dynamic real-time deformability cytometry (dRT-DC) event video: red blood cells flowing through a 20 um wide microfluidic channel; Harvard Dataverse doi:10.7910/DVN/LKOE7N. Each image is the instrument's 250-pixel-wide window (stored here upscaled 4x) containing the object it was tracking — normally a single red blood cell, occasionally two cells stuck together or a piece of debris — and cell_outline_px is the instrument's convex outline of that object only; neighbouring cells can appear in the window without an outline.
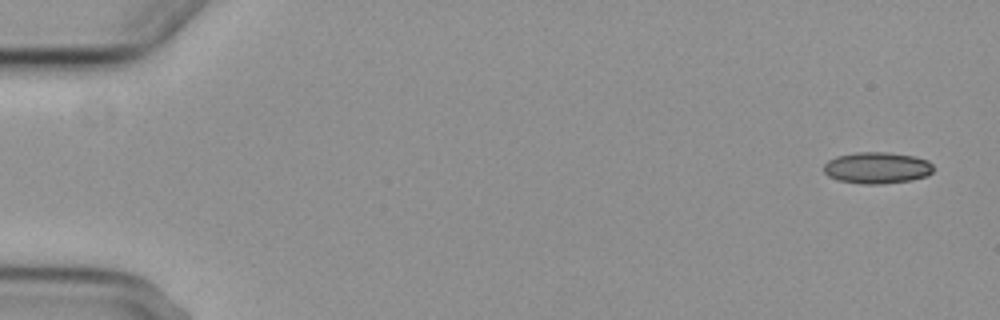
{"species": "common noctule bat (a hibernating species)", "species_latin": "Nyctalus noctula", "temperature_condition": "cold", "stored_images_in_passage": 4, "camera_frame_rate_fps": 3000, "um_per_image_px": 0.085, "animal": {"sex": "female", "body_mass_g": 29.2, "forearm_length_mm": 56.3}, "frame": {"image": 1, "passage_image": 1, "time_ms": 0.0, "image_size_px": [1000, 320], "cell_outline_px": [[932, 172], [928, 176], [912, 180], [880, 184], [860, 184], [840, 180], [828, 176], [824, 172], [824, 164], [828, 160], [836, 156], [856, 152], [888, 152], [916, 156], [928, 160], [932, 164]], "centroid_in_image_um": [74.56, 14.26], "position_along_channel_um": 10.4, "area_um2": 20.29}}